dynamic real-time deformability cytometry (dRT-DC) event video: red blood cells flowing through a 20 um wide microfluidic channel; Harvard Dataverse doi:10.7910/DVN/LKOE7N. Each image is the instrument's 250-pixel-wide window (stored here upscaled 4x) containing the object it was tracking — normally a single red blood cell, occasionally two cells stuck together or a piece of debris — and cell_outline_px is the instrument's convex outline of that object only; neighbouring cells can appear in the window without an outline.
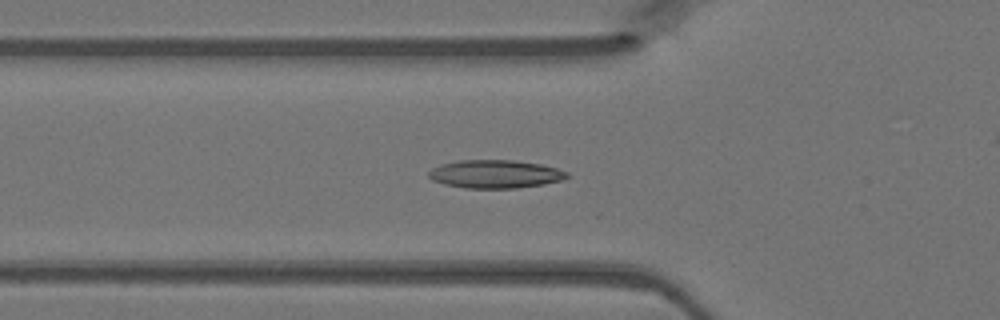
{"species": "Egyptian fruit bat (a non-hibernating species)", "species_latin": "Rousettus aegyptiacus", "temperature_condition": "warm", "stored_images_in_passage": 42, "camera_frame_rate_fps": 3000, "um_per_image_px": 0.085, "animal": {"sex": "female"}, "frame": {"image": 1, "passage_image": 14, "time_ms": 4.333, "image_size_px": [1000, 320], "cell_outline_px": [[568, 176], [560, 180], [544, 184], [516, 188], [464, 188], [444, 184], [432, 180], [428, 176], [428, 172], [432, 168], [440, 164], [460, 160], [512, 160], [540, 164], [556, 168], [568, 172]], "centroid_in_image_um": [42.05, 14.79], "position_along_channel_um": 83.7, "area_um2": 22.66}}
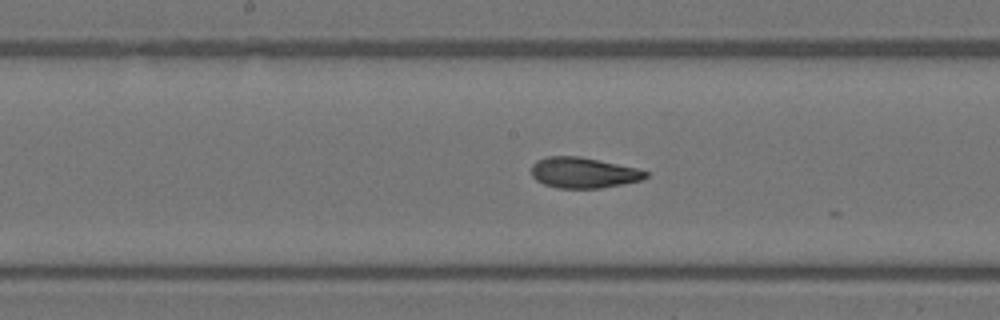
{"frame": {"image": 2, "passage_image": 22, "time_ms": 7.0, "image_size_px": [1000, 320], "cell_outline_px": [[648, 176], [640, 180], [600, 188], [556, 188], [544, 184], [536, 180], [532, 176], [532, 164], [536, 160], [544, 156], [580, 156], [636, 168], [648, 172]], "centroid_in_image_um": [49.54, 14.67], "position_along_channel_um": 198.7, "area_um2": 20.35}}
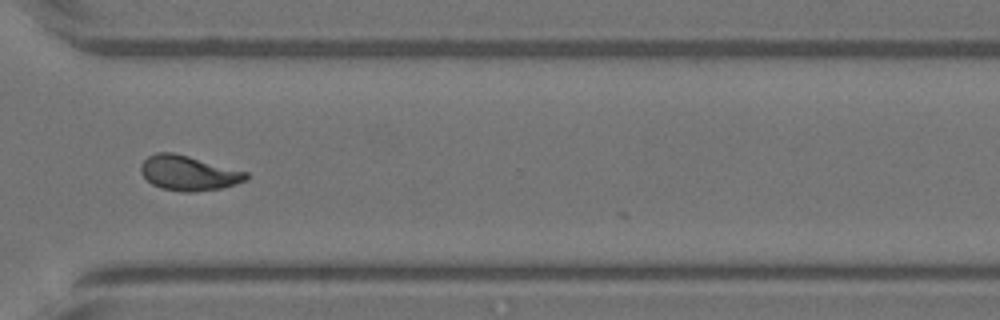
{"frame": {"image": 3, "passage_image": 33, "time_ms": 10.667, "image_size_px": [1000, 320], "cell_outline_px": [[248, 180], [236, 184], [220, 188], [192, 192], [184, 192], [160, 188], [152, 184], [140, 172], [140, 164], [148, 156], [156, 152], [172, 152], [188, 156], [248, 172]], "centroid_in_image_um": [16.01, 14.71], "position_along_channel_um": 354.6, "area_um2": 21.33}}